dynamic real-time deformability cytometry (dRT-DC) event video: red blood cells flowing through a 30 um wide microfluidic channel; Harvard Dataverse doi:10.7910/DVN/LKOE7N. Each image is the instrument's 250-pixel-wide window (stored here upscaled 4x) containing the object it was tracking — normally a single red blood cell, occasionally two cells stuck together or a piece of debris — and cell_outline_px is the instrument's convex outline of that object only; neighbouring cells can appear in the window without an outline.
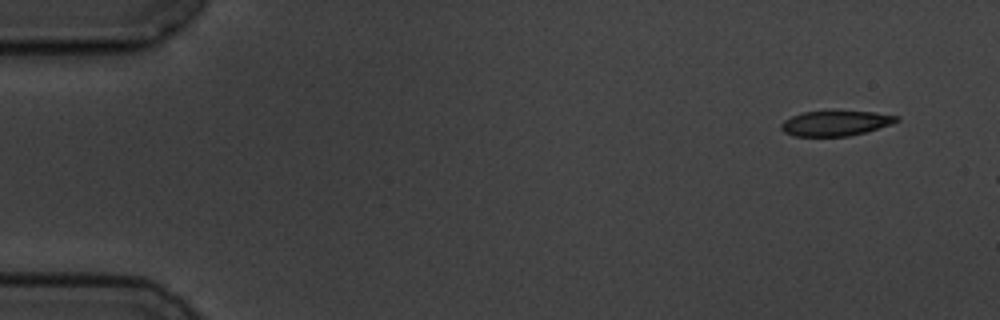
{"species": "common noctule bat (a hibernating species)", "species_latin": "Nyctalus noctula", "temperature_condition": "cold", "stored_images_in_passage": 3, "camera_frame_rate_fps": 3000, "um_per_image_px": 0.085, "animal": {"sex": "male", "body_mass_g": 19.5, "forearm_length_mm": 54.6}, "frame": {"image": 1, "passage_image": 1, "time_ms": 0.0, "image_size_px": [1000, 320], "cell_outline_px": [[900, 120], [892, 124], [864, 132], [848, 136], [796, 136], [784, 132], [780, 128], [780, 124], [784, 120], [792, 116], [804, 112], [832, 108], [872, 112], [900, 116]], "centroid_in_image_um": [71.02, 10.42], "position_along_channel_um": 14.0, "area_um2": 17.57}}